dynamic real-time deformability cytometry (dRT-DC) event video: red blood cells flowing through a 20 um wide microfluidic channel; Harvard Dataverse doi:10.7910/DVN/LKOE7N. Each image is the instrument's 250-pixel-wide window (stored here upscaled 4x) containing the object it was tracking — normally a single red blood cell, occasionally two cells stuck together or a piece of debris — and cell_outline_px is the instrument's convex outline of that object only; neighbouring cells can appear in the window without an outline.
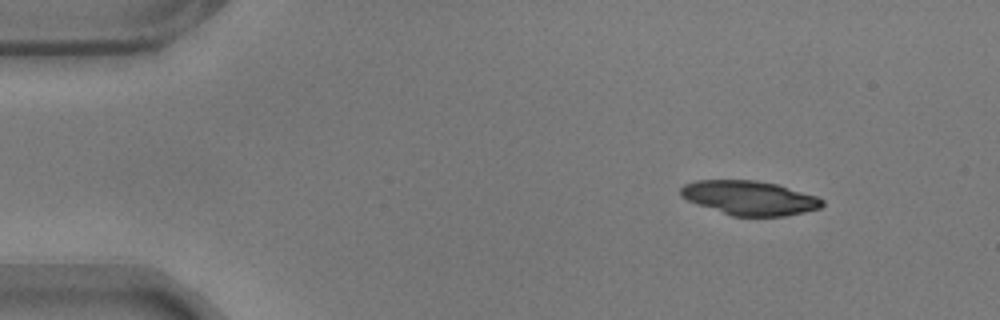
{"species": "common noctule bat (a hibernating species)", "species_latin": "Nyctalus noctula", "temperature_condition": "warm", "stored_images_in_passage": 44, "camera_frame_rate_fps": 3000, "um_per_image_px": 0.085, "animal": {"sex": "male", "body_mass_g": 17.9}, "frame": {"image": 1, "passage_image": 1, "time_ms": 0.0, "image_size_px": [1000, 320], "cell_outline_px": [[824, 204], [820, 208], [804, 212], [784, 216], [732, 216], [696, 204], [680, 196], [680, 188], [684, 184], [696, 180], [756, 180], [776, 184], [816, 196], [824, 200]], "centroid_in_image_um": [63.68, 16.82], "position_along_channel_um": 21.3, "area_um2": 28.21}}